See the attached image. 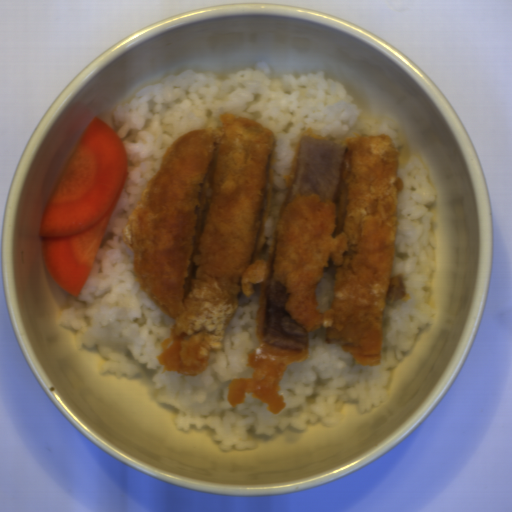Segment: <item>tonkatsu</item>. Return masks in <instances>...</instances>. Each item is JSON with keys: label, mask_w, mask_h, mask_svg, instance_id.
Masks as SVG:
<instances>
[{"label": "tonkatsu", "mask_w": 512, "mask_h": 512, "mask_svg": "<svg viewBox=\"0 0 512 512\" xmlns=\"http://www.w3.org/2000/svg\"><path fill=\"white\" fill-rule=\"evenodd\" d=\"M222 127L182 132L165 150L122 228L139 289L174 319L155 357L160 372L198 376L209 352L260 284L251 378L233 377L226 400L249 396L278 415L280 382L309 358V333L381 365L386 301L408 302L392 277L398 231L400 152L387 132L337 138L309 126L286 175L267 259L278 146L274 131L232 113Z\"/></svg>", "instance_id": "tonkatsu-1"}]
</instances>
